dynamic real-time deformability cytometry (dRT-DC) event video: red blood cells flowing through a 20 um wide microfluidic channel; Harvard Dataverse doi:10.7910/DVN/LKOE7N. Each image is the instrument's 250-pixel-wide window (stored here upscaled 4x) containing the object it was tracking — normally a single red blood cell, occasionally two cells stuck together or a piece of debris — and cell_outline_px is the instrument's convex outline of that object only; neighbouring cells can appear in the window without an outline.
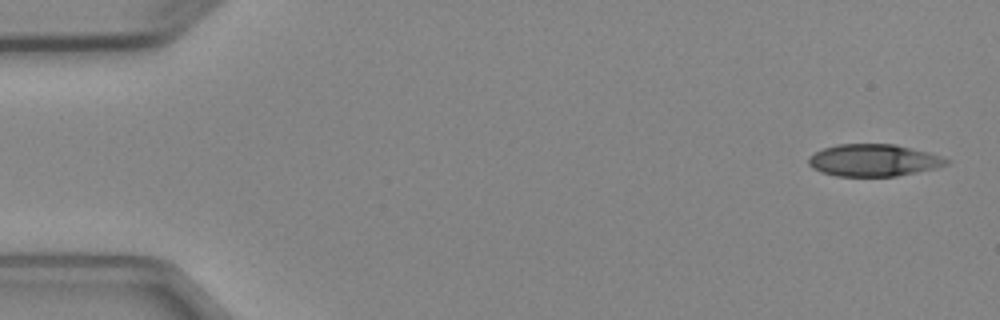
{"species": "Egyptian fruit bat (a non-hibernating species)", "species_latin": "Rousettus aegyptiacus", "temperature_condition": "cold", "stored_images_in_passage": 5, "camera_frame_rate_fps": 3000, "um_per_image_px": 0.085, "animal": {"sex": "female"}, "frame": {"image": 1, "passage_image": 1, "time_ms": 0.0, "image_size_px": [1000, 320], "cell_outline_px": [[952, 160], [948, 164], [936, 168], [896, 176], [836, 176], [820, 172], [812, 168], [808, 164], [808, 156], [824, 148], [836, 144], [896, 144], [928, 152]], "centroid_in_image_um": [74.24, 13.62], "position_along_channel_um": 10.8, "area_um2": 25.89}}
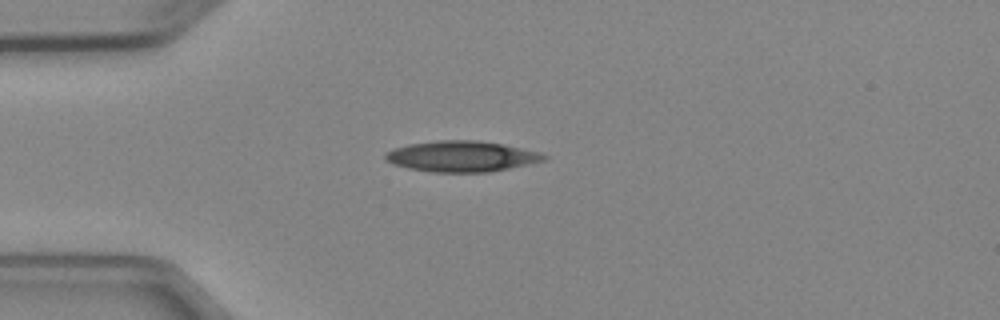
{"frame": {"image": 2, "passage_image": 4, "time_ms": 3.667, "image_size_px": [1000, 320], "cell_outline_px": [[548, 156], [544, 160], [508, 168], [488, 172], [432, 172], [408, 168], [396, 164], [388, 160], [384, 156], [384, 152], [408, 144], [436, 140], [476, 140], [504, 144], [540, 152]], "centroid_in_image_um": [39.23, 13.28], "position_along_channel_um": 45.8, "area_um2": 28.21}}